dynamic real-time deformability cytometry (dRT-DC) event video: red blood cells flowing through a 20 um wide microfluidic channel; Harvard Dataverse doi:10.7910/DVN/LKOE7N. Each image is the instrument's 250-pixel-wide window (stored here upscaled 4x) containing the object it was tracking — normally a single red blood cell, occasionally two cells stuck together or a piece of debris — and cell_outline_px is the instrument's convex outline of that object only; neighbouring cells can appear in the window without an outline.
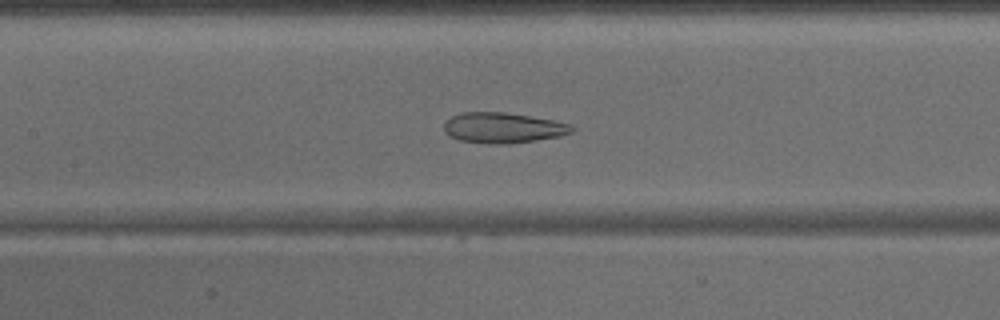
{"species": "common noctule bat (a hibernating species)", "species_latin": "Nyctalus noctula", "temperature_condition": "warm", "stored_images_in_passage": 31, "camera_frame_rate_fps": 3000, "um_per_image_px": 0.085, "animal": {"sex": "male", "body_mass_g": 15.6}, "frame": {"image": 1, "passage_image": 7, "time_ms": 2.0, "image_size_px": [1000, 320], "cell_outline_px": [[572, 132], [560, 136], [536, 140], [504, 144], [496, 144], [460, 140], [448, 136], [444, 132], [444, 124], [452, 116], [460, 112], [504, 112], [552, 120], [572, 124]], "centroid_in_image_um": [42.73, 10.86], "position_along_channel_um": 164.7, "area_um2": 22.48}}
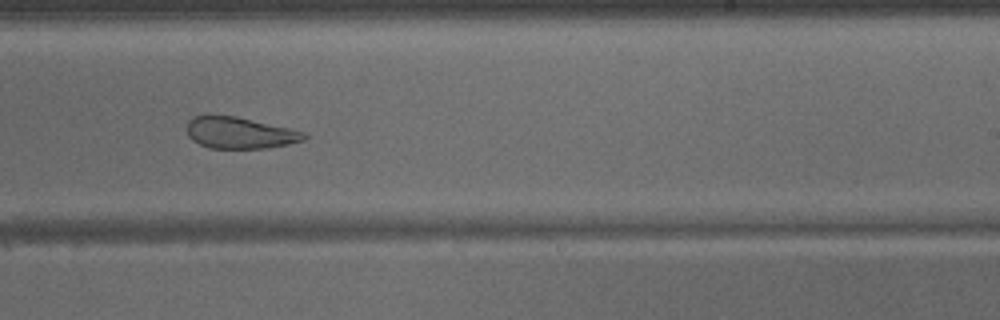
{"frame": {"image": 2, "passage_image": 14, "time_ms": 4.333, "image_size_px": [1000, 320], "cell_outline_px": [[308, 136], [304, 140], [288, 144], [268, 148], [208, 148], [192, 140], [188, 136], [188, 120], [192, 116], [212, 112], [236, 116], [288, 128], [304, 132]], "centroid_in_image_um": [20.31, 11.26], "position_along_channel_um": 268.7, "area_um2": 21.91}}
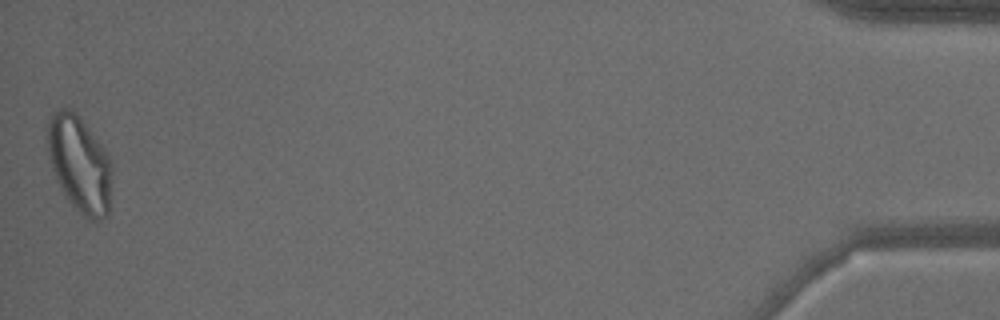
{"frame": {"image": 3, "passage_image": 31, "time_ms": 10.0, "image_size_px": [1000, 320], "cell_outline_px": [[112, 168], [108, 216], [100, 220], [88, 220], [64, 196], [56, 180], [48, 156], [48, 120], [52, 112], [60, 108], [68, 108], [76, 112], [80, 116], [104, 148], [112, 160]], "centroid_in_image_um": [6.77, 13.93], "position_along_channel_um": 428.4, "area_um2": 36.47}}